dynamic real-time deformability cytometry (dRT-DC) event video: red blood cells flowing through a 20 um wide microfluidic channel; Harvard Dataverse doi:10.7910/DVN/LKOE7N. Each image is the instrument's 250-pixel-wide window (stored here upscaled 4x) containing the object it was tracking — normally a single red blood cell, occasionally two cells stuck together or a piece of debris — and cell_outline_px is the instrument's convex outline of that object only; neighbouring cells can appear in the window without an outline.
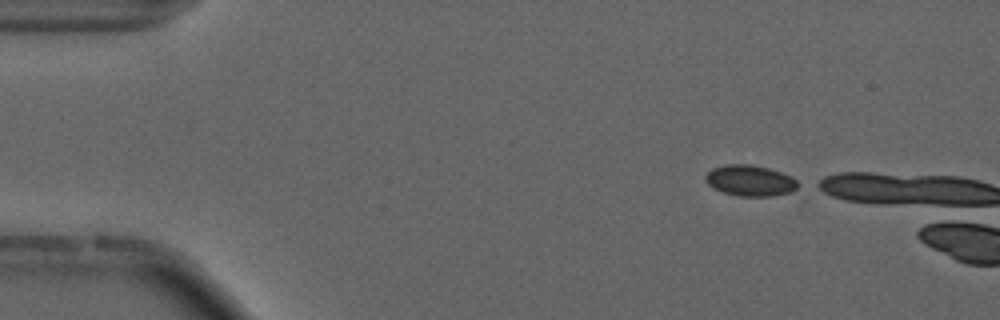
{"species": "common noctule bat (a hibernating species)", "species_latin": "Nyctalus noctula", "temperature_condition": "cold", "stored_images_in_passage": 4, "camera_frame_rate_fps": 3000, "um_per_image_px": 0.085, "animal": {"sex": "male", "forearm_length_mm": 52.5}, "frame": {"image": 1, "passage_image": 1, "time_ms": 0.0, "image_size_px": [1000, 320], "cell_outline_px": [[804, 184], [792, 192], [772, 196], [740, 196], [724, 192], [712, 188], [704, 180], [704, 176], [712, 168], [724, 164], [752, 164], [768, 168], [792, 176]], "centroid_in_image_um": [63.8, 15.35], "position_along_channel_um": 21.2, "area_um2": 17.05}}